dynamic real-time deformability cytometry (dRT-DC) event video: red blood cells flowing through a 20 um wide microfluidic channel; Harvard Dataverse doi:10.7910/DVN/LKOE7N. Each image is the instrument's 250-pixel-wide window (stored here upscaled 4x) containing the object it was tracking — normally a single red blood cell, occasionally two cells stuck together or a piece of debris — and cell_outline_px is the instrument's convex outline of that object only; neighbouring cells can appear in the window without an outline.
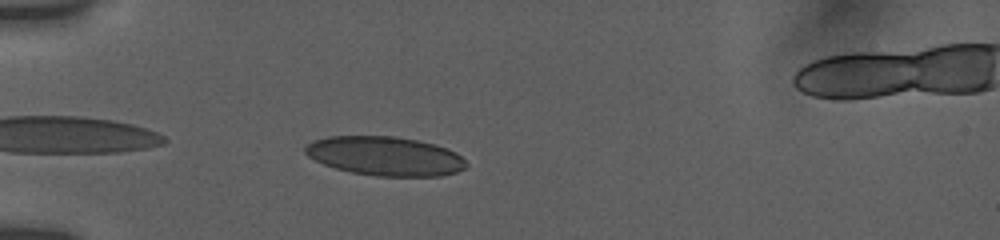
{"species": "human", "species_latin": "Homo sapiens", "temperature_condition": "room temperature", "stored_images_in_passage": 17, "camera_frame_rate_fps": 3000, "um_per_image_px": 0.085, "donor": {"sex": "female"}, "frame": {"image": 1, "passage_image": 2, "time_ms": 0.333, "image_size_px": [1000, 240], "cell_outline_px": [[468, 164], [464, 168], [456, 172], [440, 176], [376, 176], [352, 172], [336, 168], [324, 164], [308, 156], [304, 152], [304, 148], [312, 140], [328, 136], [392, 136], [416, 140], [432, 144], [456, 152]], "centroid_in_image_um": [32.7, 13.26], "position_along_channel_um": 52.3, "area_um2": 36.41}}
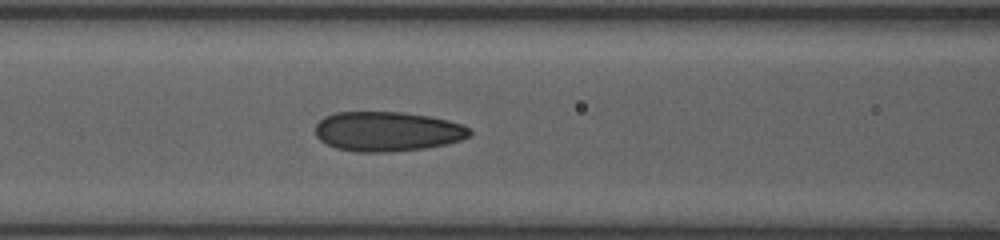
{"frame": {"image": 2, "passage_image": 11, "time_ms": 3.0, "image_size_px": [1000, 240], "cell_outline_px": [[472, 136], [448, 144], [424, 148], [392, 152], [356, 152], [336, 148], [320, 140], [316, 136], [316, 124], [324, 116], [336, 112], [400, 112], [428, 116], [460, 124], [468, 128], [472, 132]], "centroid_in_image_um": [32.91, 11.18], "position_along_channel_um": 133.7, "area_um2": 35.66}}
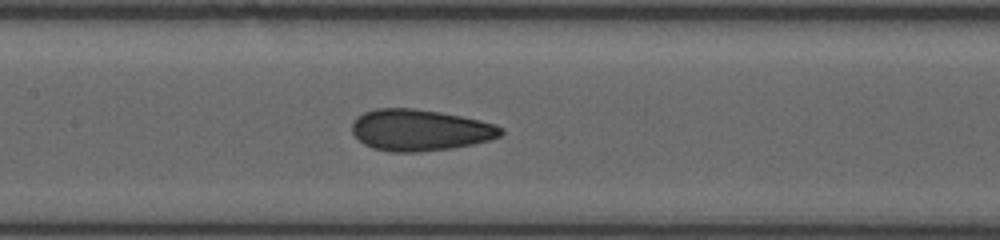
{"frame": {"image": 3, "passage_image": 15, "time_ms": 4.0, "image_size_px": [1000, 240], "cell_outline_px": [[504, 132], [500, 136], [488, 140], [472, 144], [452, 148], [420, 152], [388, 152], [372, 148], [364, 144], [352, 132], [352, 124], [356, 116], [364, 112], [376, 108], [412, 108], [440, 112], [460, 116], [496, 124], [504, 128]], "centroid_in_image_um": [35.68, 11.06], "position_along_channel_um": 171.7, "area_um2": 36.01}}